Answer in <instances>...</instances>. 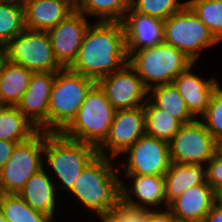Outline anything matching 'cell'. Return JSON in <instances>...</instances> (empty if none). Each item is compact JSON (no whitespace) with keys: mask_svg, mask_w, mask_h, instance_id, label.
I'll list each match as a JSON object with an SVG mask.
<instances>
[{"mask_svg":"<svg viewBox=\"0 0 222 222\" xmlns=\"http://www.w3.org/2000/svg\"><path fill=\"white\" fill-rule=\"evenodd\" d=\"M128 63L122 22L95 21L88 27L72 71L96 82Z\"/></svg>","mask_w":222,"mask_h":222,"instance_id":"6da1fadb","label":"cell"},{"mask_svg":"<svg viewBox=\"0 0 222 222\" xmlns=\"http://www.w3.org/2000/svg\"><path fill=\"white\" fill-rule=\"evenodd\" d=\"M118 168V169H117ZM119 167L113 158L97 155L81 172L69 191L86 210L96 217L109 216L121 197Z\"/></svg>","mask_w":222,"mask_h":222,"instance_id":"7a4b0ae2","label":"cell"},{"mask_svg":"<svg viewBox=\"0 0 222 222\" xmlns=\"http://www.w3.org/2000/svg\"><path fill=\"white\" fill-rule=\"evenodd\" d=\"M98 155L97 148L65 137L62 133L45 132L43 151L44 168H50L60 185L56 186L70 191L82 170ZM47 166V167H46Z\"/></svg>","mask_w":222,"mask_h":222,"instance_id":"3957f363","label":"cell"},{"mask_svg":"<svg viewBox=\"0 0 222 222\" xmlns=\"http://www.w3.org/2000/svg\"><path fill=\"white\" fill-rule=\"evenodd\" d=\"M194 63L185 53L166 43L133 51L128 56V64L148 90L172 84L174 78Z\"/></svg>","mask_w":222,"mask_h":222,"instance_id":"277c9868","label":"cell"},{"mask_svg":"<svg viewBox=\"0 0 222 222\" xmlns=\"http://www.w3.org/2000/svg\"><path fill=\"white\" fill-rule=\"evenodd\" d=\"M95 84L69 68L56 72L49 100V133H61L72 122Z\"/></svg>","mask_w":222,"mask_h":222,"instance_id":"5b68a950","label":"cell"},{"mask_svg":"<svg viewBox=\"0 0 222 222\" xmlns=\"http://www.w3.org/2000/svg\"><path fill=\"white\" fill-rule=\"evenodd\" d=\"M116 111L96 83L87 93L76 117L61 133L98 148L108 137Z\"/></svg>","mask_w":222,"mask_h":222,"instance_id":"8992f818","label":"cell"},{"mask_svg":"<svg viewBox=\"0 0 222 222\" xmlns=\"http://www.w3.org/2000/svg\"><path fill=\"white\" fill-rule=\"evenodd\" d=\"M164 43L179 49L196 63L201 50L216 45L219 41L186 5L164 20Z\"/></svg>","mask_w":222,"mask_h":222,"instance_id":"52a82bcc","label":"cell"},{"mask_svg":"<svg viewBox=\"0 0 222 222\" xmlns=\"http://www.w3.org/2000/svg\"><path fill=\"white\" fill-rule=\"evenodd\" d=\"M45 131L18 143L9 160L0 170V193H18L28 179L44 167Z\"/></svg>","mask_w":222,"mask_h":222,"instance_id":"ba28073f","label":"cell"},{"mask_svg":"<svg viewBox=\"0 0 222 222\" xmlns=\"http://www.w3.org/2000/svg\"><path fill=\"white\" fill-rule=\"evenodd\" d=\"M7 59L33 72H57V62L47 31L25 29L7 44Z\"/></svg>","mask_w":222,"mask_h":222,"instance_id":"9c48e42d","label":"cell"},{"mask_svg":"<svg viewBox=\"0 0 222 222\" xmlns=\"http://www.w3.org/2000/svg\"><path fill=\"white\" fill-rule=\"evenodd\" d=\"M217 142L200 119L183 124L169 142L170 160L179 164L206 165Z\"/></svg>","mask_w":222,"mask_h":222,"instance_id":"30bf717a","label":"cell"},{"mask_svg":"<svg viewBox=\"0 0 222 222\" xmlns=\"http://www.w3.org/2000/svg\"><path fill=\"white\" fill-rule=\"evenodd\" d=\"M121 155L123 175H165L171 164L169 143L146 134Z\"/></svg>","mask_w":222,"mask_h":222,"instance_id":"8fae6325","label":"cell"},{"mask_svg":"<svg viewBox=\"0 0 222 222\" xmlns=\"http://www.w3.org/2000/svg\"><path fill=\"white\" fill-rule=\"evenodd\" d=\"M96 83L116 110L144 106L148 100L149 90L128 63L120 70L102 77Z\"/></svg>","mask_w":222,"mask_h":222,"instance_id":"7c38bea8","label":"cell"},{"mask_svg":"<svg viewBox=\"0 0 222 222\" xmlns=\"http://www.w3.org/2000/svg\"><path fill=\"white\" fill-rule=\"evenodd\" d=\"M145 133V114L143 106L117 110L110 126L108 137L97 148L98 155L113 158L114 161L127 148Z\"/></svg>","mask_w":222,"mask_h":222,"instance_id":"4fadbf2b","label":"cell"},{"mask_svg":"<svg viewBox=\"0 0 222 222\" xmlns=\"http://www.w3.org/2000/svg\"><path fill=\"white\" fill-rule=\"evenodd\" d=\"M90 24L86 15L74 10L47 31L55 58L63 68H69L73 64Z\"/></svg>","mask_w":222,"mask_h":222,"instance_id":"5bb4252c","label":"cell"},{"mask_svg":"<svg viewBox=\"0 0 222 222\" xmlns=\"http://www.w3.org/2000/svg\"><path fill=\"white\" fill-rule=\"evenodd\" d=\"M55 78L56 72H33L29 86L17 104L40 131L49 132V100Z\"/></svg>","mask_w":222,"mask_h":222,"instance_id":"9a60e30c","label":"cell"},{"mask_svg":"<svg viewBox=\"0 0 222 222\" xmlns=\"http://www.w3.org/2000/svg\"><path fill=\"white\" fill-rule=\"evenodd\" d=\"M122 24L127 56L133 51L164 43V20L141 14L130 7Z\"/></svg>","mask_w":222,"mask_h":222,"instance_id":"2e32d148","label":"cell"},{"mask_svg":"<svg viewBox=\"0 0 222 222\" xmlns=\"http://www.w3.org/2000/svg\"><path fill=\"white\" fill-rule=\"evenodd\" d=\"M121 197L128 203L150 210L164 205L168 208L165 198L164 175H122ZM130 179L131 188L123 179ZM135 197V198H134ZM137 198V199H136Z\"/></svg>","mask_w":222,"mask_h":222,"instance_id":"e0dca14e","label":"cell"},{"mask_svg":"<svg viewBox=\"0 0 222 222\" xmlns=\"http://www.w3.org/2000/svg\"><path fill=\"white\" fill-rule=\"evenodd\" d=\"M194 65L195 63L174 78L173 84L186 102L190 113L200 119L206 113L211 96L219 83L215 77L205 79L193 73Z\"/></svg>","mask_w":222,"mask_h":222,"instance_id":"ac0fdd59","label":"cell"},{"mask_svg":"<svg viewBox=\"0 0 222 222\" xmlns=\"http://www.w3.org/2000/svg\"><path fill=\"white\" fill-rule=\"evenodd\" d=\"M216 193L206 182L187 189L168 208L177 221L203 222L216 203Z\"/></svg>","mask_w":222,"mask_h":222,"instance_id":"d6986e66","label":"cell"},{"mask_svg":"<svg viewBox=\"0 0 222 222\" xmlns=\"http://www.w3.org/2000/svg\"><path fill=\"white\" fill-rule=\"evenodd\" d=\"M52 176L47 173L46 168H41L28 179L18 194L33 209L49 215L55 221V211L58 209L59 201L55 186L57 181L54 182Z\"/></svg>","mask_w":222,"mask_h":222,"instance_id":"ffe728a7","label":"cell"},{"mask_svg":"<svg viewBox=\"0 0 222 222\" xmlns=\"http://www.w3.org/2000/svg\"><path fill=\"white\" fill-rule=\"evenodd\" d=\"M73 11L63 0H31L24 6L26 29L48 31Z\"/></svg>","mask_w":222,"mask_h":222,"instance_id":"44dd1931","label":"cell"},{"mask_svg":"<svg viewBox=\"0 0 222 222\" xmlns=\"http://www.w3.org/2000/svg\"><path fill=\"white\" fill-rule=\"evenodd\" d=\"M164 178L166 204L169 206L187 189L206 183V169L204 165L171 162Z\"/></svg>","mask_w":222,"mask_h":222,"instance_id":"7402d4cb","label":"cell"},{"mask_svg":"<svg viewBox=\"0 0 222 222\" xmlns=\"http://www.w3.org/2000/svg\"><path fill=\"white\" fill-rule=\"evenodd\" d=\"M32 73L8 59L5 61L0 72V106H17L29 86Z\"/></svg>","mask_w":222,"mask_h":222,"instance_id":"603a6c76","label":"cell"},{"mask_svg":"<svg viewBox=\"0 0 222 222\" xmlns=\"http://www.w3.org/2000/svg\"><path fill=\"white\" fill-rule=\"evenodd\" d=\"M39 131L17 106H0V140L21 143Z\"/></svg>","mask_w":222,"mask_h":222,"instance_id":"cb8c5ba5","label":"cell"},{"mask_svg":"<svg viewBox=\"0 0 222 222\" xmlns=\"http://www.w3.org/2000/svg\"><path fill=\"white\" fill-rule=\"evenodd\" d=\"M149 93L148 98L159 109L171 114L172 117L178 119L182 124L196 120L173 83L155 86L149 90Z\"/></svg>","mask_w":222,"mask_h":222,"instance_id":"d4e9b609","label":"cell"},{"mask_svg":"<svg viewBox=\"0 0 222 222\" xmlns=\"http://www.w3.org/2000/svg\"><path fill=\"white\" fill-rule=\"evenodd\" d=\"M143 108L146 135L169 143L183 124L171 114L159 109L149 98Z\"/></svg>","mask_w":222,"mask_h":222,"instance_id":"484cf974","label":"cell"},{"mask_svg":"<svg viewBox=\"0 0 222 222\" xmlns=\"http://www.w3.org/2000/svg\"><path fill=\"white\" fill-rule=\"evenodd\" d=\"M0 210L7 222H54L27 204L18 193H0Z\"/></svg>","mask_w":222,"mask_h":222,"instance_id":"4316f807","label":"cell"},{"mask_svg":"<svg viewBox=\"0 0 222 222\" xmlns=\"http://www.w3.org/2000/svg\"><path fill=\"white\" fill-rule=\"evenodd\" d=\"M130 6L131 0H85L78 11L96 21L122 22Z\"/></svg>","mask_w":222,"mask_h":222,"instance_id":"83f0119b","label":"cell"},{"mask_svg":"<svg viewBox=\"0 0 222 222\" xmlns=\"http://www.w3.org/2000/svg\"><path fill=\"white\" fill-rule=\"evenodd\" d=\"M25 29L24 7L0 0V43L7 45Z\"/></svg>","mask_w":222,"mask_h":222,"instance_id":"f1b7e54d","label":"cell"},{"mask_svg":"<svg viewBox=\"0 0 222 222\" xmlns=\"http://www.w3.org/2000/svg\"><path fill=\"white\" fill-rule=\"evenodd\" d=\"M187 5L208 27L220 42L222 41V0H186Z\"/></svg>","mask_w":222,"mask_h":222,"instance_id":"f546056e","label":"cell"},{"mask_svg":"<svg viewBox=\"0 0 222 222\" xmlns=\"http://www.w3.org/2000/svg\"><path fill=\"white\" fill-rule=\"evenodd\" d=\"M187 5L180 0H131V8L141 14L160 20H166L172 14L178 13Z\"/></svg>","mask_w":222,"mask_h":222,"instance_id":"4dcf8cb0","label":"cell"},{"mask_svg":"<svg viewBox=\"0 0 222 222\" xmlns=\"http://www.w3.org/2000/svg\"><path fill=\"white\" fill-rule=\"evenodd\" d=\"M215 141L222 139V89L213 92L206 113L200 119Z\"/></svg>","mask_w":222,"mask_h":222,"instance_id":"1f68e13d","label":"cell"},{"mask_svg":"<svg viewBox=\"0 0 222 222\" xmlns=\"http://www.w3.org/2000/svg\"><path fill=\"white\" fill-rule=\"evenodd\" d=\"M149 211V208H142L128 203L124 198L120 197L110 211L109 217L114 222H146Z\"/></svg>","mask_w":222,"mask_h":222,"instance_id":"d6a6232c","label":"cell"},{"mask_svg":"<svg viewBox=\"0 0 222 222\" xmlns=\"http://www.w3.org/2000/svg\"><path fill=\"white\" fill-rule=\"evenodd\" d=\"M206 182L213 188L215 193L222 189V156L217 152L206 163Z\"/></svg>","mask_w":222,"mask_h":222,"instance_id":"836d02e7","label":"cell"},{"mask_svg":"<svg viewBox=\"0 0 222 222\" xmlns=\"http://www.w3.org/2000/svg\"><path fill=\"white\" fill-rule=\"evenodd\" d=\"M161 209V210H160ZM150 210L146 222H176V217L169 208Z\"/></svg>","mask_w":222,"mask_h":222,"instance_id":"e575fe53","label":"cell"},{"mask_svg":"<svg viewBox=\"0 0 222 222\" xmlns=\"http://www.w3.org/2000/svg\"><path fill=\"white\" fill-rule=\"evenodd\" d=\"M17 144V142L0 140V170L13 154Z\"/></svg>","mask_w":222,"mask_h":222,"instance_id":"d590c367","label":"cell"},{"mask_svg":"<svg viewBox=\"0 0 222 222\" xmlns=\"http://www.w3.org/2000/svg\"><path fill=\"white\" fill-rule=\"evenodd\" d=\"M203 222H222V207L215 203L205 216Z\"/></svg>","mask_w":222,"mask_h":222,"instance_id":"8d00e7d4","label":"cell"},{"mask_svg":"<svg viewBox=\"0 0 222 222\" xmlns=\"http://www.w3.org/2000/svg\"><path fill=\"white\" fill-rule=\"evenodd\" d=\"M6 60H7V45L0 43V72Z\"/></svg>","mask_w":222,"mask_h":222,"instance_id":"74e56055","label":"cell"},{"mask_svg":"<svg viewBox=\"0 0 222 222\" xmlns=\"http://www.w3.org/2000/svg\"><path fill=\"white\" fill-rule=\"evenodd\" d=\"M74 10H78L84 3L85 0H63Z\"/></svg>","mask_w":222,"mask_h":222,"instance_id":"f35d334b","label":"cell"},{"mask_svg":"<svg viewBox=\"0 0 222 222\" xmlns=\"http://www.w3.org/2000/svg\"><path fill=\"white\" fill-rule=\"evenodd\" d=\"M1 1H8V2H11V3H14V4H18V5H21V6L24 7L31 0H1Z\"/></svg>","mask_w":222,"mask_h":222,"instance_id":"ab89813d","label":"cell"},{"mask_svg":"<svg viewBox=\"0 0 222 222\" xmlns=\"http://www.w3.org/2000/svg\"><path fill=\"white\" fill-rule=\"evenodd\" d=\"M215 200H216V204L222 207V189L216 192Z\"/></svg>","mask_w":222,"mask_h":222,"instance_id":"60d3db41","label":"cell"},{"mask_svg":"<svg viewBox=\"0 0 222 222\" xmlns=\"http://www.w3.org/2000/svg\"><path fill=\"white\" fill-rule=\"evenodd\" d=\"M216 152L222 156V139L217 141Z\"/></svg>","mask_w":222,"mask_h":222,"instance_id":"b9f144b4","label":"cell"},{"mask_svg":"<svg viewBox=\"0 0 222 222\" xmlns=\"http://www.w3.org/2000/svg\"><path fill=\"white\" fill-rule=\"evenodd\" d=\"M102 222H114L109 216L101 217Z\"/></svg>","mask_w":222,"mask_h":222,"instance_id":"7bdbcfd3","label":"cell"},{"mask_svg":"<svg viewBox=\"0 0 222 222\" xmlns=\"http://www.w3.org/2000/svg\"><path fill=\"white\" fill-rule=\"evenodd\" d=\"M0 222H7V220L4 218L3 213L0 210Z\"/></svg>","mask_w":222,"mask_h":222,"instance_id":"ee69618b","label":"cell"}]
</instances>
